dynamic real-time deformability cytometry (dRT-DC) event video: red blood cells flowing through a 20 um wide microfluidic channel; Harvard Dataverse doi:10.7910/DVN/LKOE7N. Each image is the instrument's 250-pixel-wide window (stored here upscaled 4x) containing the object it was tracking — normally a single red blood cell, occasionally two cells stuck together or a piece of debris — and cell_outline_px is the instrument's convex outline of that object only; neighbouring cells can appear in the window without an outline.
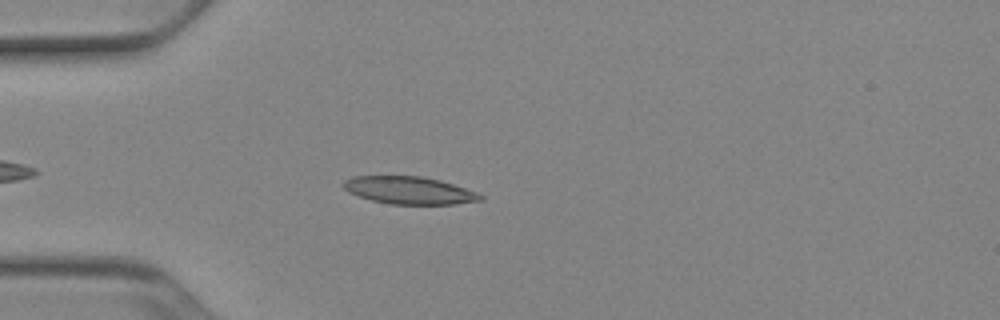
{"species": "Egyptian fruit bat (a non-hibernating species)", "species_latin": "Rousettus aegyptiacus", "temperature_condition": "cold", "stored_images_in_passage": 43, "camera_frame_rate_fps": 3000, "um_per_image_px": 0.085, "animal": {"sex": "female"}, "frame": {"image": 1, "passage_image": 6, "time_ms": 1.667, "image_size_px": [1000, 320], "cell_outline_px": [[484, 200], [456, 204], [388, 204], [372, 200], [348, 192], [340, 184], [344, 180], [352, 176], [420, 176], [440, 180], [476, 192], [484, 196]], "centroid_in_image_um": [34.77, 16.18], "position_along_channel_um": 50.2, "area_um2": 21.96}}
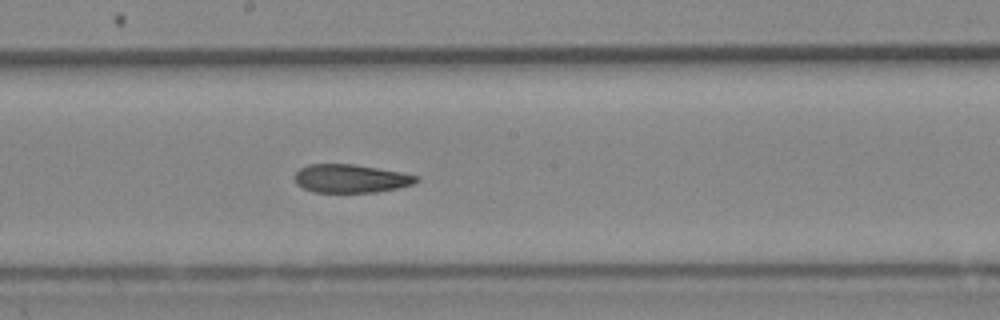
{"frame": {"image": 2, "passage_image": 20, "time_ms": 6.333, "image_size_px": [1000, 320], "cell_outline_px": [[420, 180], [412, 184], [400, 188], [376, 192], [312, 192], [296, 184], [296, 172], [300, 168], [308, 164], [352, 164], [400, 172], [420, 176]], "centroid_in_image_um": [29.84, 15.18], "position_along_channel_um": 218.4, "area_um2": 20.06}}
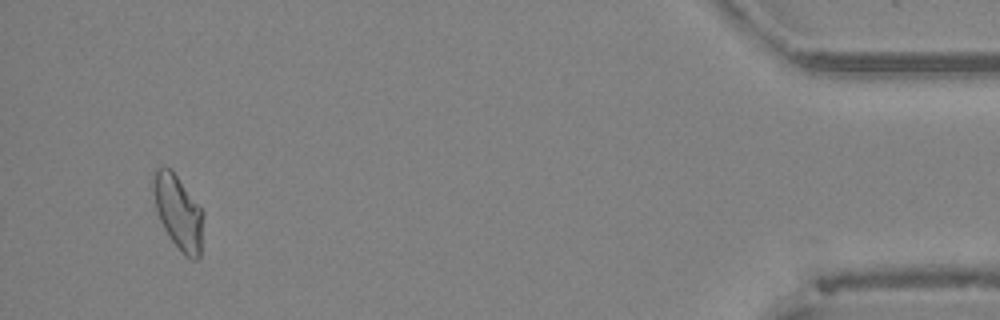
{"frame": {"image": 3, "passage_image": 41, "time_ms": 13.333, "image_size_px": [1000, 320], "cell_outline_px": [[204, 212], [200, 256], [196, 260], [192, 260], [168, 236], [160, 220], [156, 208], [152, 192], [152, 180], [156, 168], [164, 164], [172, 168]], "centroid_in_image_um": [15.14, 17.95], "position_along_channel_um": 420.1, "area_um2": 21.73}, "authors_computed_cell_mechanics": {"area_um2": 21.3282, "velocity_mm_per_s": 3.9074, "shape_relaxation_time_tau1_ms": 6.3804, "shape_relaxation_time_tau2_ms": 4.5508, "deformation_change_tau1": 0.1705, "deformation_change_tau2": 0.0954}}